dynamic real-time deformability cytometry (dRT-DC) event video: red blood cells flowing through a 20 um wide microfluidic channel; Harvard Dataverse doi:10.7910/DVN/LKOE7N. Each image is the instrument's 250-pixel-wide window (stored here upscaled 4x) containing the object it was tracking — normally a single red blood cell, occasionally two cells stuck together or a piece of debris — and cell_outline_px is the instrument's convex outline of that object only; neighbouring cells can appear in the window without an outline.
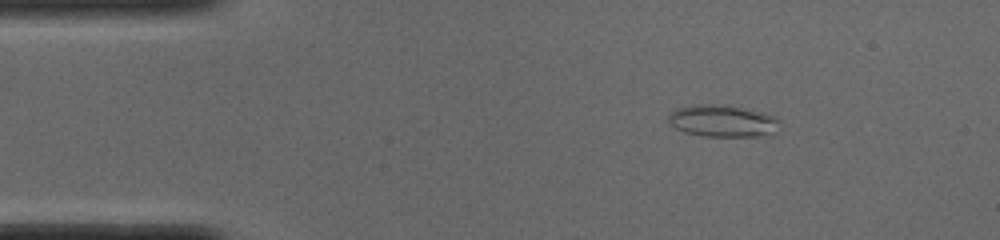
{"species": "common noctule bat (a hibernating species)", "species_latin": "Nyctalus noctula", "temperature_condition": "cold", "stored_images_in_passage": 51, "camera_frame_rate_fps": 3000, "um_per_image_px": 0.085, "animal": {"sex": "male", "body_mass_g": 19.0, "forearm_length_mm": 50.8}, "frame": {"image": 1, "passage_image": 7, "time_ms": 2.0, "image_size_px": [1000, 240], "cell_outline_px": [[780, 120], [764, 132], [756, 136], [704, 136], [684, 132], [676, 128], [668, 120], [668, 116], [676, 108], [692, 104], [740, 108], [776, 116]], "centroid_in_image_um": [61.26, 10.28], "position_along_channel_um": 23.7, "area_um2": 19.42}}
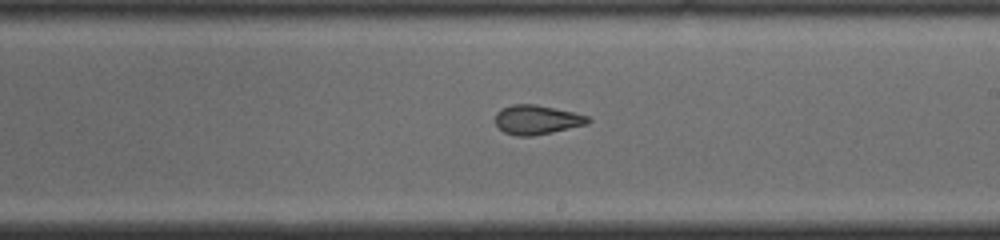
{"frame": {"image": 2, "passage_image": 29, "time_ms": 9.333, "image_size_px": [1000, 240], "cell_outline_px": [[592, 120], [588, 124], [552, 132], [532, 136], [516, 136], [504, 132], [496, 124], [496, 112], [512, 104], [536, 104], [572, 112], [588, 116]], "centroid_in_image_um": [45.64, 10.18], "position_along_channel_um": 243.4, "area_um2": 15.72}}
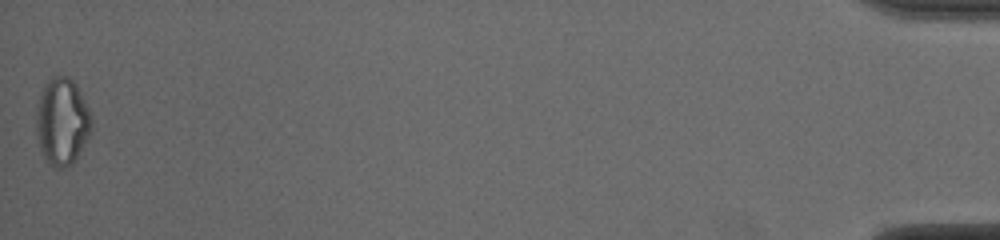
{"frame": {"image": 3, "passage_image": 51, "time_ms": 16.667, "image_size_px": [1000, 240], "cell_outline_px": [[92, 132], [72, 164], [64, 168], [56, 168], [44, 156], [40, 148], [36, 132], [36, 112], [40, 92], [48, 80], [52, 76], [68, 76], [76, 84], [92, 116]], "centroid_in_image_um": [5.29, 10.31], "position_along_channel_um": 429.9, "area_um2": 28.03}, "authors_computed_cell_mechanics": {"area_um2": 18.3804, "velocity_mm_per_s": 3.9025, "shape_relaxation_time_tau1_ms": null, "shape_relaxation_time_tau2_ms": 1.7751, "deformation_change_tau1": null, "deformation_change_tau2": 0.0886}}